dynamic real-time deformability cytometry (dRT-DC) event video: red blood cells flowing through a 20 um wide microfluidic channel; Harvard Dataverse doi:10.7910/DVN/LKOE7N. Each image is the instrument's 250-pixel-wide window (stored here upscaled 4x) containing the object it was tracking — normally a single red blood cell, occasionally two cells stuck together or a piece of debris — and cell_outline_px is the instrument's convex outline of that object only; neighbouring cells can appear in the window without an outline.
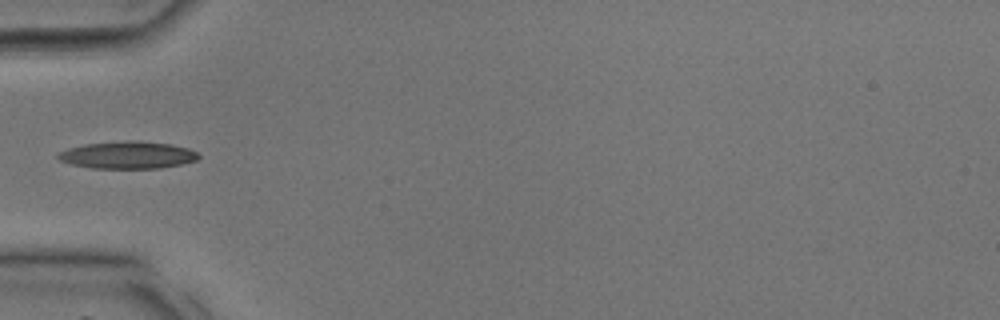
{"species": "common noctule bat (a hibernating species)", "species_latin": "Nyctalus noctula", "temperature_condition": "room temperature", "stored_images_in_passage": 26, "camera_frame_rate_fps": 3000, "um_per_image_px": 0.085, "animal": {"sex": "male", "body_mass_g": 17.9, "forearm_length_mm": 54.2}, "frame": {"image": 1, "passage_image": 1, "time_ms": 0.0, "image_size_px": [1000, 320], "cell_outline_px": [[200, 156], [196, 160], [180, 164], [160, 168], [92, 168], [72, 164], [60, 160], [56, 156], [56, 152], [68, 148], [84, 144], [128, 140], [140, 140], [172, 144], [188, 148], [196, 152]], "centroid_in_image_um": [10.83, 13.16], "position_along_channel_um": 74.2, "area_um2": 22.43}}
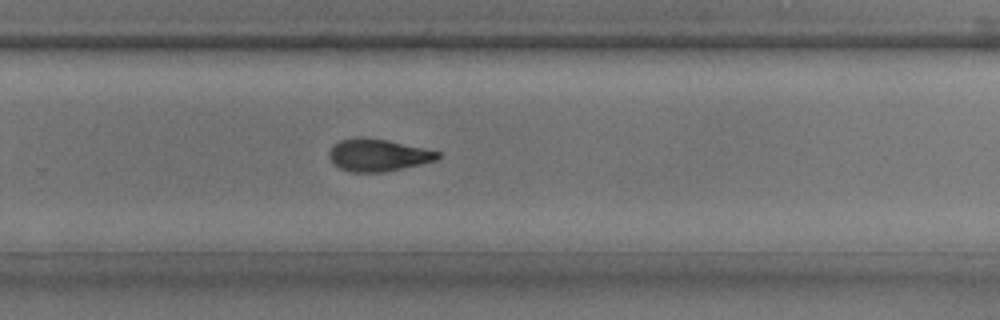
{"frame": {"image": 2, "passage_image": 13, "time_ms": 4.0, "image_size_px": [1000, 320], "cell_outline_px": [[440, 156], [436, 160], [420, 164], [384, 172], [352, 172], [340, 168], [328, 156], [328, 152], [340, 140], [388, 140], [424, 148], [440, 152]], "centroid_in_image_um": [32.18, 13.22], "position_along_channel_um": 297.6, "area_um2": 19.54}}
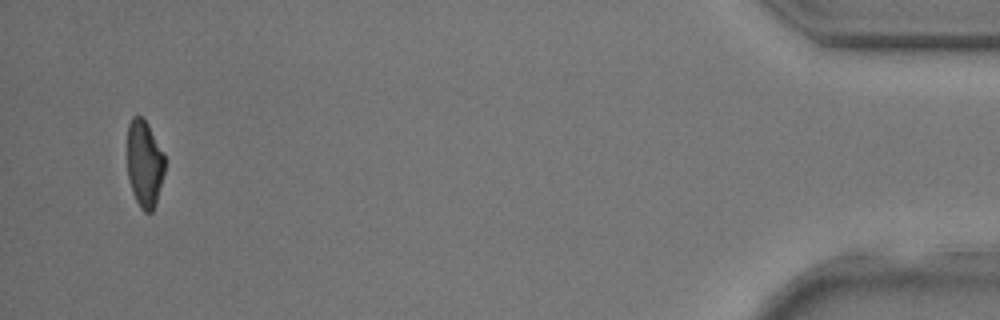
{"frame": {"image": 3, "passage_image": 24, "time_ms": 7.667, "image_size_px": [1000, 320], "cell_outline_px": [[164, 172], [156, 204], [152, 212], [144, 212], [140, 208], [132, 192], [128, 176], [128, 124], [132, 116], [144, 116], [164, 152]], "centroid_in_image_um": [12.28, 13.89], "position_along_channel_um": 422.9, "area_um2": 19.19}}